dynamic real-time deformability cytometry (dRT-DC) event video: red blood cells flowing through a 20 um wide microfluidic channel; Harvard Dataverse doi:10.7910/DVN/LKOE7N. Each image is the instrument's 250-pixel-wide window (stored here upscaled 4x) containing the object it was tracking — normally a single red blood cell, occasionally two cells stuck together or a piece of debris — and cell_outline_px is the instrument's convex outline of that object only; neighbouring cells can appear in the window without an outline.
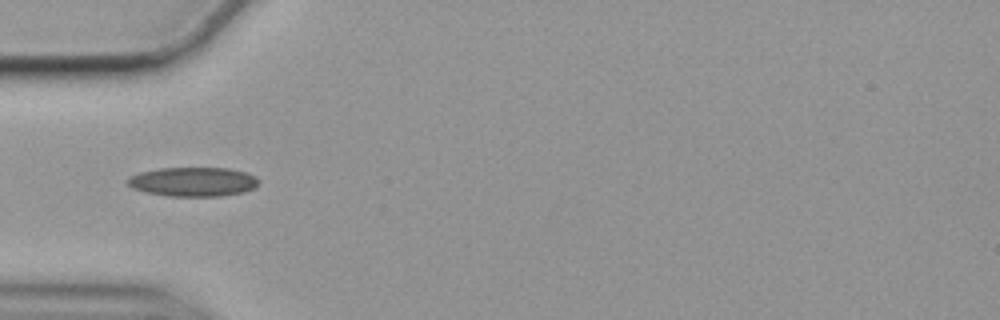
{"species": "common noctule bat (a hibernating species)", "species_latin": "Nyctalus noctula", "temperature_condition": "cold", "stored_images_in_passage": 40, "camera_frame_rate_fps": 3000, "um_per_image_px": 0.085, "animal": {"sex": "female", "body_mass_g": 19.9}, "frame": {"image": 1, "passage_image": 1, "time_ms": 0.0, "image_size_px": [1000, 320], "cell_outline_px": [[256, 184], [252, 188], [244, 192], [220, 196], [168, 196], [144, 192], [132, 188], [124, 180], [128, 176], [140, 172], [160, 168], [228, 168], [244, 172], [256, 176]], "centroid_in_image_um": [16.33, 15.45], "position_along_channel_um": 68.7, "area_um2": 22.31}}
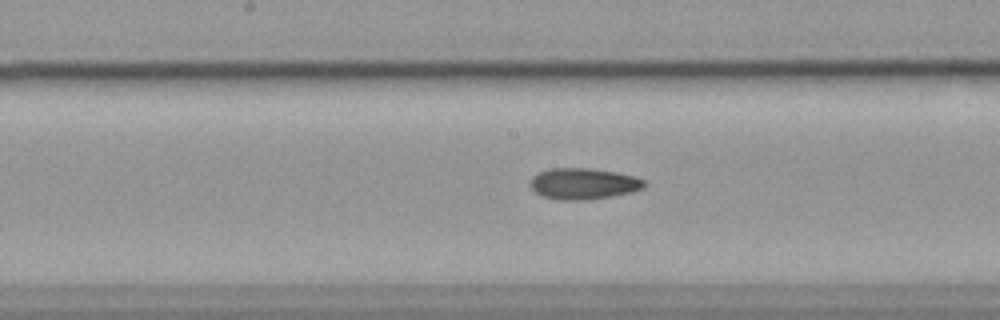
{"frame": {"image": 2, "passage_image": 12, "time_ms": 3.667, "image_size_px": [1000, 320], "cell_outline_px": [[648, 184], [644, 188], [632, 192], [592, 200], [560, 200], [540, 196], [528, 184], [528, 180], [536, 172], [548, 168], [592, 168], [616, 172], [636, 176], [644, 180]], "centroid_in_image_um": [49.57, 15.61], "position_along_channel_um": 198.6, "area_um2": 21.33}}
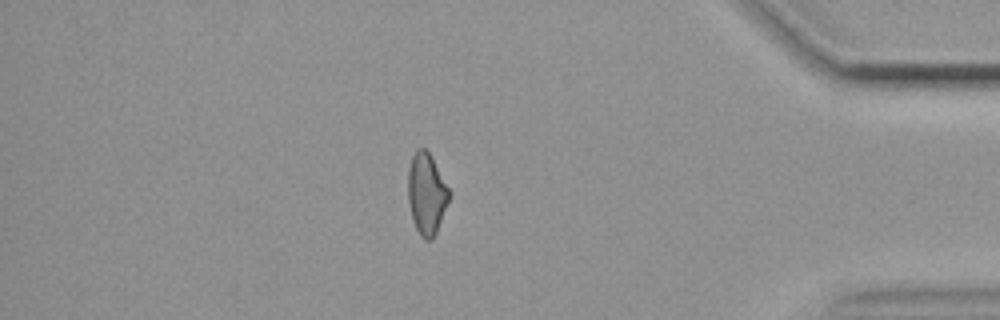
{"frame": {"image": 3, "passage_image": 32, "time_ms": 10.333, "image_size_px": [1000, 320], "cell_outline_px": [[448, 200], [436, 232], [432, 240], [424, 240], [420, 236], [412, 220], [408, 200], [408, 168], [412, 156], [416, 148], [424, 148], [428, 152], [448, 188]], "centroid_in_image_um": [36.21, 16.48], "position_along_channel_um": 399.0, "area_um2": 19.02}, "authors_computed_cell_mechanics": {"area_um2": 20.1144, "velocity_mm_per_s": 3.5446, "shape_relaxation_time_tau1_ms": null, "shape_relaxation_time_tau2_ms": 5.9014, "deformation_change_tau1": null, "deformation_change_tau2": 0.1316}}